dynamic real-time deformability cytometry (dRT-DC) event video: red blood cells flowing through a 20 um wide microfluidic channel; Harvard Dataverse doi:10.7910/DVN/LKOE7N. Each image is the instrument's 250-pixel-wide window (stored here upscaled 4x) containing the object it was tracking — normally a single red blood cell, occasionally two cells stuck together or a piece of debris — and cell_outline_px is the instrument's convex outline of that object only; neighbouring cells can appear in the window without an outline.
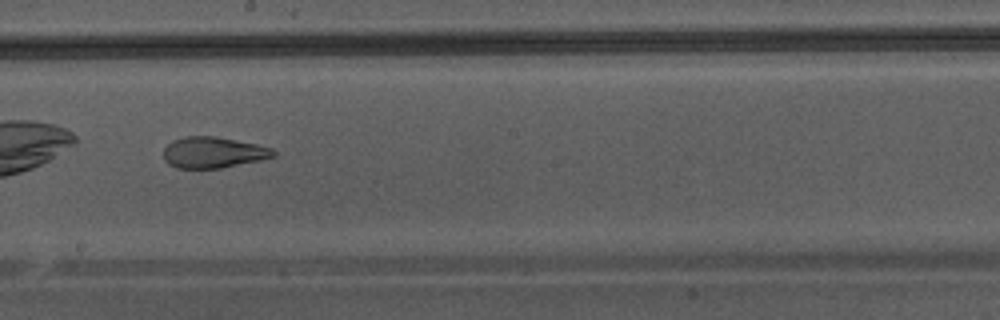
{"species": "Egyptian fruit bat (a non-hibernating species)", "species_latin": "Rousettus aegyptiacus", "temperature_condition": "warm", "stored_images_in_passage": 27, "camera_frame_rate_fps": 3000, "um_per_image_px": 0.085, "animal": {"sex": "male"}, "frame": {"image": 1, "passage_image": 12, "time_ms": 3.667, "image_size_px": [1000, 320], "cell_outline_px": [[276, 156], [260, 160], [220, 168], [176, 168], [168, 164], [164, 160], [164, 148], [172, 140], [184, 136], [216, 136], [256, 144], [272, 148], [276, 152]], "centroid_in_image_um": [18.11, 12.95], "position_along_channel_um": 230.1, "area_um2": 19.94}}